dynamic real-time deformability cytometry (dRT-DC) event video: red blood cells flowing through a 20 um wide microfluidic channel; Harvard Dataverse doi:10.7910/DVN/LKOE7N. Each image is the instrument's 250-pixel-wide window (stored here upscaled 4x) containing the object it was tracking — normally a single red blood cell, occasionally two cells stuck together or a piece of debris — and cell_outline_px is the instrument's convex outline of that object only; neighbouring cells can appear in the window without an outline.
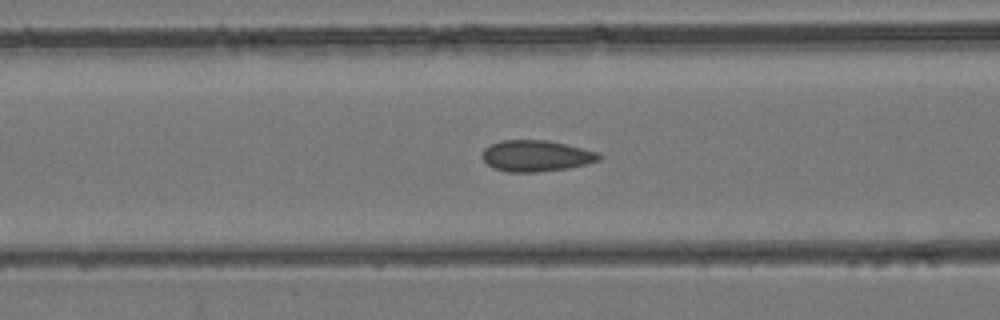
{"species": "common noctule bat (a hibernating species)", "species_latin": "Nyctalus noctula", "temperature_condition": "room temperature", "stored_images_in_passage": 36, "segment_of_instrument_passage": [1, 2], "camera_frame_rate_fps": 3000, "um_per_image_px": 0.085, "animal": {"sex": "female", "body_mass_g": 24.6, "forearm_length_mm": 56.2}, "frame": {"image": 1, "passage_image": 9, "time_ms": 2.667, "image_size_px": [1000, 320], "cell_outline_px": [[604, 156], [600, 160], [568, 168], [536, 172], [508, 172], [496, 168], [488, 164], [480, 156], [484, 148], [500, 140], [548, 140], [600, 152]], "centroid_in_image_um": [45.59, 13.24], "position_along_channel_um": 121.0, "area_um2": 21.27}}
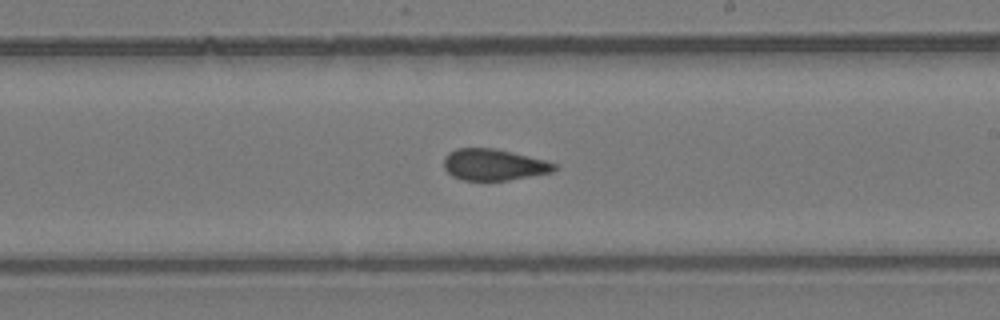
{"frame": {"image": 2, "passage_image": 17, "time_ms": 5.333, "image_size_px": [1000, 320], "cell_outline_px": [[556, 168], [552, 172], [508, 180], [460, 180], [452, 176], [444, 168], [444, 156], [448, 152], [456, 148], [496, 148], [544, 160], [556, 164]], "centroid_in_image_um": [41.92, 13.99], "position_along_channel_um": 247.1, "area_um2": 20.17}}
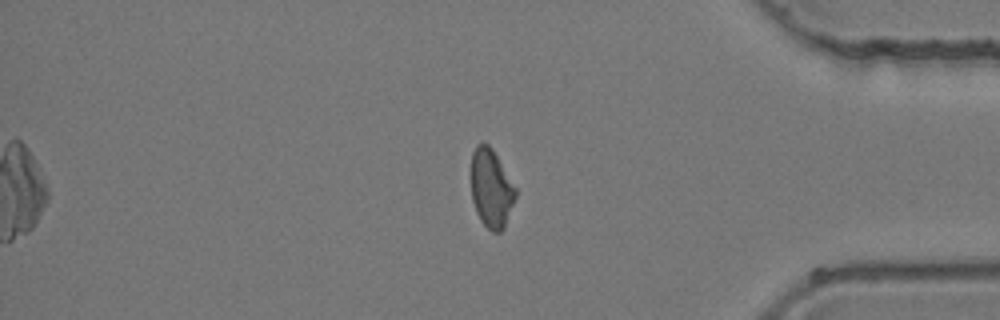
{"frame": {"image": 3, "passage_image": 28, "time_ms": 9.0, "image_size_px": [1000, 320], "cell_outline_px": [[516, 196], [504, 228], [500, 232], [492, 232], [480, 220], [476, 212], [472, 200], [472, 152], [476, 144], [488, 144], [492, 148], [516, 188]], "centroid_in_image_um": [41.75, 16.02], "position_along_channel_um": 393.4, "area_um2": 20.11}}